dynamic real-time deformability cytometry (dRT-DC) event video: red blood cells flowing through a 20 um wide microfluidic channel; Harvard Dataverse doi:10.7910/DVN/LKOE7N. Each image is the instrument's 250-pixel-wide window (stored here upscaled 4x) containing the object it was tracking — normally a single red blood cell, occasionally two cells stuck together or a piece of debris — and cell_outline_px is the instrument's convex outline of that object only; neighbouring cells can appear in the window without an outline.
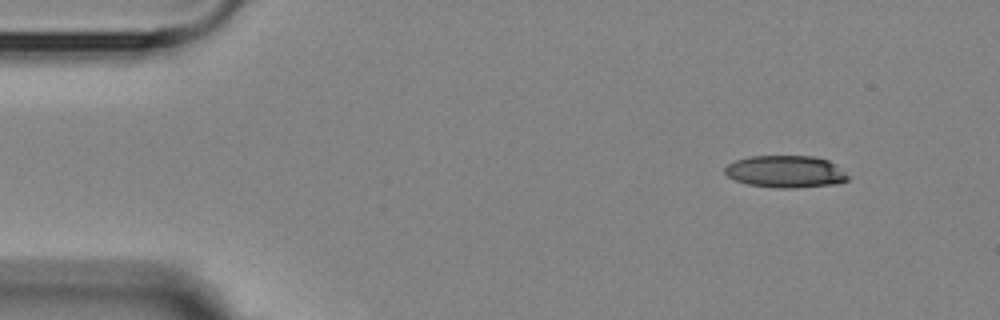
{"species": "Egyptian fruit bat (a non-hibernating species)", "species_latin": "Rousettus aegyptiacus", "temperature_condition": "room temperature", "stored_images_in_passage": 4, "camera_frame_rate_fps": 3000, "um_per_image_px": 0.085, "animal": {"sex": "female"}, "frame": {"image": 1, "passage_image": 1, "time_ms": 0.0, "image_size_px": [1000, 320], "cell_outline_px": [[848, 180], [836, 184], [796, 188], [776, 188], [748, 184], [736, 180], [728, 176], [724, 172], [724, 168], [728, 164], [736, 160], [748, 156], [812, 156], [828, 160], [844, 172], [848, 176]], "centroid_in_image_um": [66.75, 14.59], "position_along_channel_um": 18.2, "area_um2": 22.95}}
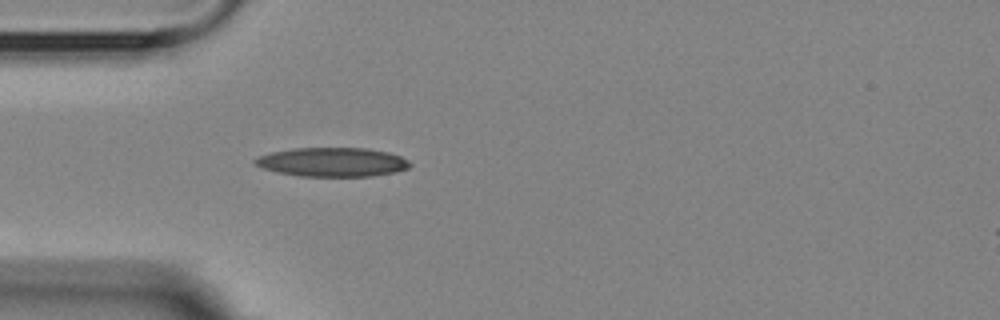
{"frame": {"image": 2, "passage_image": 4, "time_ms": 3.333, "image_size_px": [1000, 320], "cell_outline_px": [[412, 164], [408, 168], [396, 172], [372, 176], [300, 176], [276, 172], [252, 164], [252, 160], [256, 156], [272, 152], [292, 148], [368, 148], [388, 152], [400, 156], [408, 160]], "centroid_in_image_um": [28.22, 13.77], "position_along_channel_um": 56.8, "area_um2": 26.41}}